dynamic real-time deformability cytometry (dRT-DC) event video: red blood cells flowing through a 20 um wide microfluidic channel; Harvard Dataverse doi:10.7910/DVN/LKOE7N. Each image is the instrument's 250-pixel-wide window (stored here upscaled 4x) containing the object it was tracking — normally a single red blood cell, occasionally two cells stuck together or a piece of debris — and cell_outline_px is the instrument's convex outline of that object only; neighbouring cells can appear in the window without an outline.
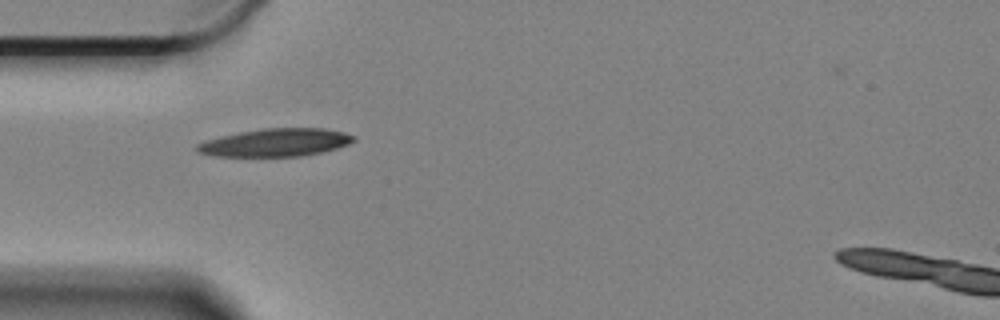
{"species": "Egyptian fruit bat (a non-hibernating species)", "species_latin": "Rousettus aegyptiacus", "temperature_condition": "cold", "stored_images_in_passage": 37, "camera_frame_rate_fps": 3000, "um_per_image_px": 0.085, "animal": {"sex": "female"}, "frame": {"image": 1, "passage_image": 1, "time_ms": 0.0, "image_size_px": [1000, 320], "cell_outline_px": [[356, 140], [348, 144], [336, 148], [320, 152], [300, 156], [216, 156], [200, 152], [196, 148], [196, 144], [204, 140], [220, 136], [240, 132], [264, 128], [324, 128], [344, 132], [356, 136]], "centroid_in_image_um": [23.44, 12.1], "position_along_channel_um": 61.6, "area_um2": 25.32}}
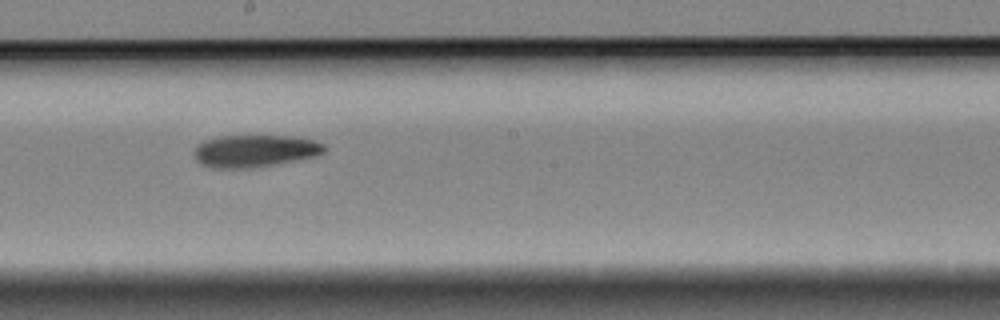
{"frame": {"image": 2, "passage_image": 16, "time_ms": 5.0, "image_size_px": [1000, 320], "cell_outline_px": [[328, 148], [324, 152], [316, 156], [272, 164], [248, 168], [212, 168], [200, 164], [196, 160], [192, 152], [204, 140], [220, 136], [288, 136], [312, 140], [324, 144]], "centroid_in_image_um": [21.63, 12.83], "position_along_channel_um": 226.6, "area_um2": 24.28}}
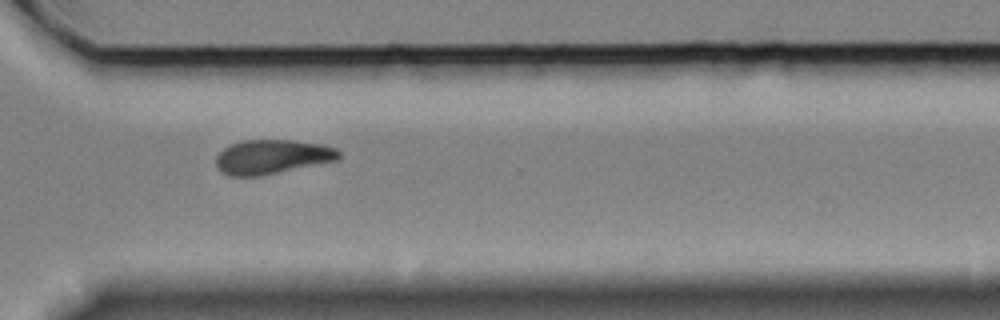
{"frame": {"image": 3, "passage_image": 27, "time_ms": 8.667, "image_size_px": [1000, 320], "cell_outline_px": [[340, 160], [256, 176], [228, 176], [220, 172], [216, 164], [216, 156], [224, 148], [232, 144], [244, 140], [292, 140], [324, 144], [336, 148], [340, 152]], "centroid_in_image_um": [23.14, 13.32], "position_along_channel_um": 347.5, "area_um2": 24.57}, "authors_computed_cell_mechanics": {"area_um2": 24.7384, "velocity_mm_per_s": 3.3019, "shape_relaxation_time_tau1_ms": 5.8236, "shape_relaxation_time_tau2_ms": null, "deformation_change_tau1": 0.1524, "deformation_change_tau2": null}}